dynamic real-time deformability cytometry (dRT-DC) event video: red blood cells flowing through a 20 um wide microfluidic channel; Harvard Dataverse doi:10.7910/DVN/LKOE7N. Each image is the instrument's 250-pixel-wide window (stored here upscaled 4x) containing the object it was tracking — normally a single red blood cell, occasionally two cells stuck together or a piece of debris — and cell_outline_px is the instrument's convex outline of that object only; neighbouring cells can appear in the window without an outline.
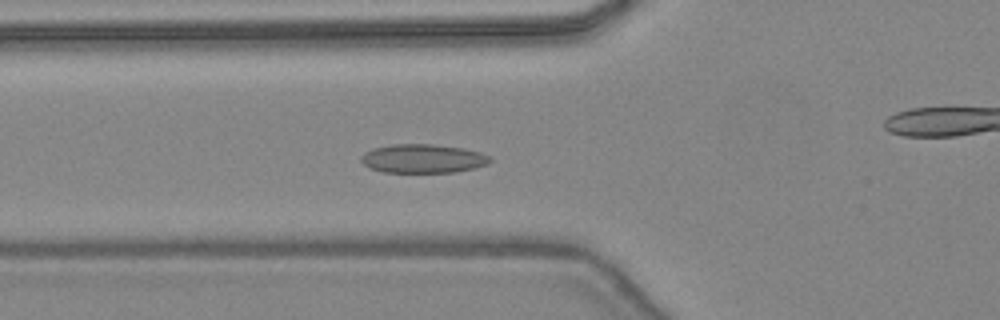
{"species": "common noctule bat (a hibernating species)", "species_latin": "Nyctalus noctula", "temperature_condition": "warm", "stored_images_in_passage": 49, "camera_frame_rate_fps": 3000, "um_per_image_px": 0.085, "animal": {"sex": "female", "body_mass_g": 24.6, "forearm_length_mm": 56.2}, "frame": {"image": 1, "passage_image": 19, "time_ms": 6.0, "image_size_px": [1000, 320], "cell_outline_px": [[492, 160], [488, 164], [476, 168], [456, 172], [384, 172], [368, 168], [360, 160], [360, 156], [364, 152], [372, 148], [392, 144], [432, 144], [464, 148], [480, 152], [492, 156]], "centroid_in_image_um": [35.96, 13.48], "position_along_channel_um": 89.8, "area_um2": 21.96}}
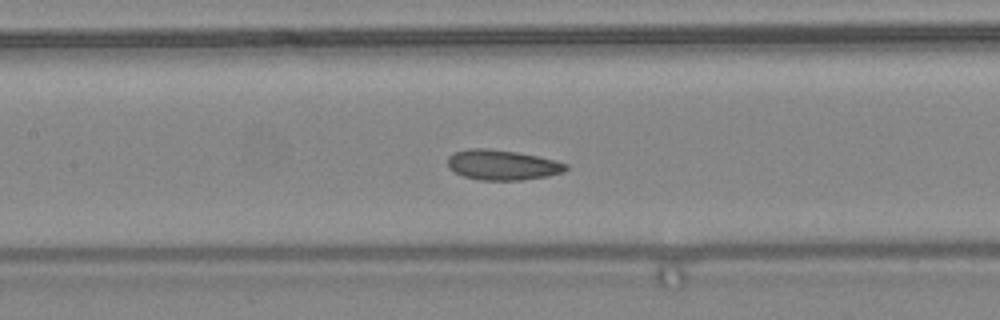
{"frame": {"image": 2, "passage_image": 24, "time_ms": 7.667, "image_size_px": [1000, 320], "cell_outline_px": [[568, 168], [564, 172], [548, 176], [520, 180], [480, 180], [464, 176], [448, 168], [448, 156], [456, 152], [468, 148], [488, 148], [516, 152], [556, 160], [568, 164]], "centroid_in_image_um": [42.71, 14.02], "position_along_channel_um": 164.7, "area_um2": 20.75}}
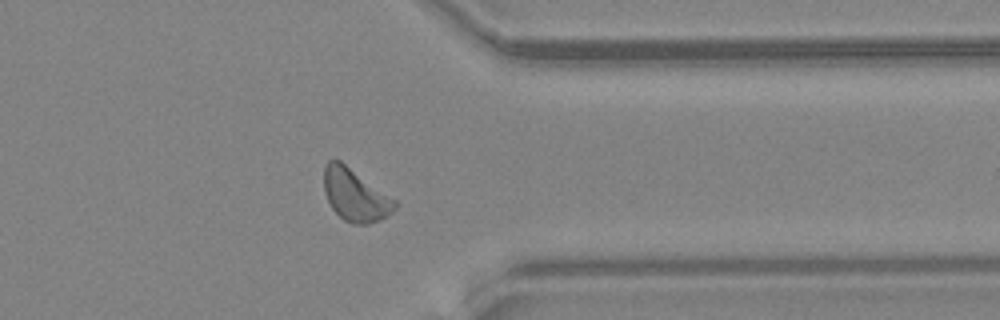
{"frame": {"image": 3, "passage_image": 39, "time_ms": 12.667, "image_size_px": [1000, 320], "cell_outline_px": [[396, 208], [392, 212], [368, 224], [352, 224], [344, 220], [332, 208], [324, 192], [324, 164], [328, 160], [340, 160], [396, 200]], "centroid_in_image_um": [30.16, 16.56], "position_along_channel_um": 381.2, "area_um2": 21.33}, "authors_computed_cell_mechanics": {"area_um2": 21.097, "velocity_mm_per_s": 4.4429, "shape_relaxation_time_tau1_ms": 2.9577, "shape_relaxation_time_tau2_ms": 3.2809, "deformation_change_tau1": 0.0712, "deformation_change_tau2": 0.091}}